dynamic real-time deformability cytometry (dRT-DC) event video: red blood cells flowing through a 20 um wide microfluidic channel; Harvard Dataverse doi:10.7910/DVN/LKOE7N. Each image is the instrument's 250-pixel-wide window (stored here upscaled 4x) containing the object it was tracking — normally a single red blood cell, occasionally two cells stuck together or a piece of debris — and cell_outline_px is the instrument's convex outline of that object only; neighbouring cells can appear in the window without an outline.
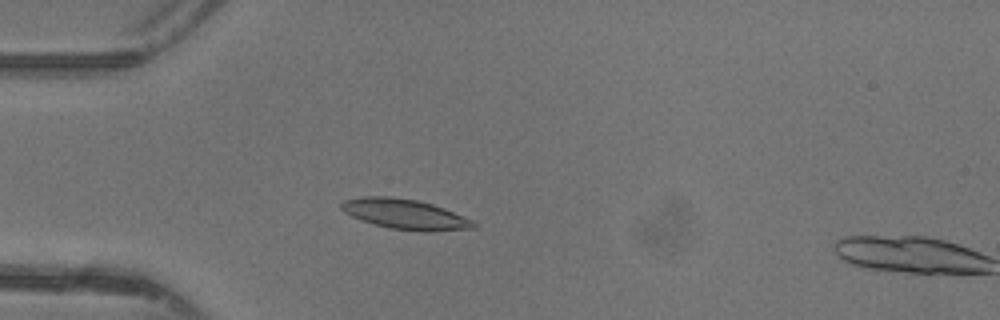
{"species": "common noctule bat (a hibernating species)", "species_latin": "Nyctalus noctula", "temperature_condition": "warm", "stored_images_in_passage": 3, "camera_frame_rate_fps": 3000, "um_per_image_px": 0.085, "animal": {"sex": "female"}, "frame": {"image": 1, "passage_image": 2, "time_ms": 0.333, "image_size_px": [1000, 320], "cell_outline_px": [[476, 228], [420, 232], [388, 228], [372, 224], [352, 216], [344, 212], [340, 208], [340, 204], [344, 200], [364, 196], [388, 196], [416, 200], [432, 204], [444, 208], [472, 220], [476, 224]], "centroid_in_image_um": [34.4, 18.21], "position_along_channel_um": 50.6, "area_um2": 23.18}}